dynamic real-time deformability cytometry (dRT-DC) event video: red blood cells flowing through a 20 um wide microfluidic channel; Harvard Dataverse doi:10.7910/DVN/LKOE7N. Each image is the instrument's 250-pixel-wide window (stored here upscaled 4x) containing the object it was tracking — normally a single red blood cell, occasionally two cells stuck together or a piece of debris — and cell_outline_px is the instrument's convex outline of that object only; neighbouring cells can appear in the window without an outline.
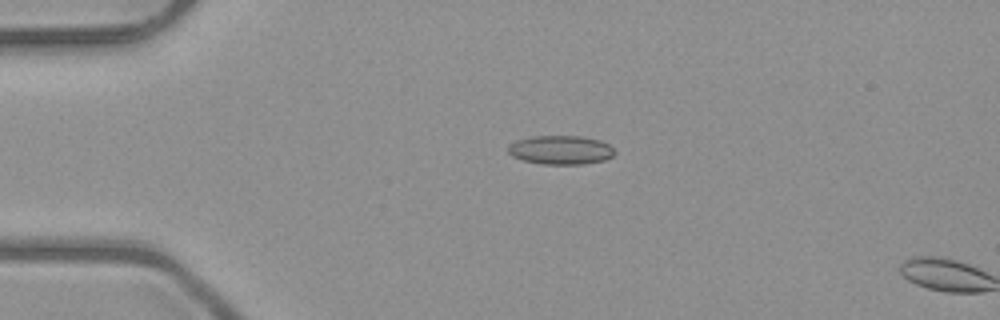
{"species": "common noctule bat (a hibernating species)", "species_latin": "Nyctalus noctula", "temperature_condition": "room temperature", "stored_images_in_passage": 3, "camera_frame_rate_fps": 3000, "um_per_image_px": 0.085, "animal": {"sex": "male", "body_mass_g": 23.1, "forearm_length_mm": 52.7}, "frame": {"image": 1, "passage_image": 1, "time_ms": 0.0, "image_size_px": [1000, 320], "cell_outline_px": [[616, 152], [612, 156], [604, 160], [584, 164], [544, 164], [524, 160], [512, 156], [508, 152], [508, 144], [516, 140], [532, 136], [580, 136], [600, 140], [608, 144]], "centroid_in_image_um": [47.65, 12.74], "position_along_channel_um": 37.4, "area_um2": 17.92}}